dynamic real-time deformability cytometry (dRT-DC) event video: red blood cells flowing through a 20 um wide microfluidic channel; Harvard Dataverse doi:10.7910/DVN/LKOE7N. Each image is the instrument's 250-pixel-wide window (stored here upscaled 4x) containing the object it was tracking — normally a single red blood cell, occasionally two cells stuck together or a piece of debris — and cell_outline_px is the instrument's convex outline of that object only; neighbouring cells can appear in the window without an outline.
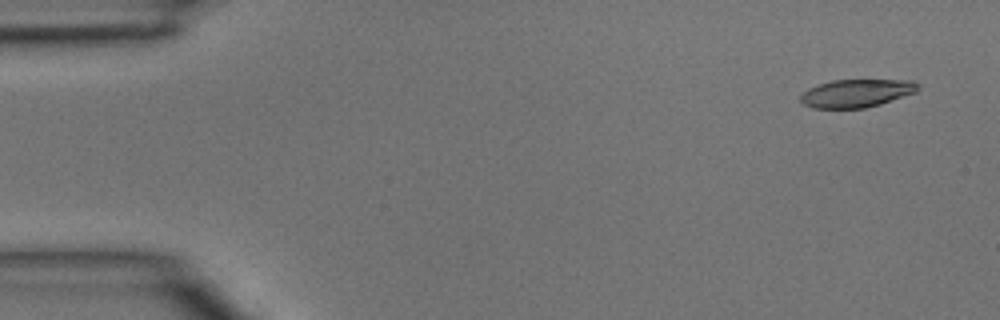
{"species": "common noctule bat (a hibernating species)", "species_latin": "Nyctalus noctula", "temperature_condition": "room temperature", "stored_images_in_passage": 44, "camera_frame_rate_fps": 3000, "um_per_image_px": 0.085, "animal": {"sex": "male", "body_mass_g": 15.6}, "frame": {"image": 1, "passage_image": 1, "time_ms": 0.0, "image_size_px": [1000, 320], "cell_outline_px": [[920, 88], [916, 92], [880, 104], [864, 108], [812, 108], [804, 104], [800, 100], [800, 96], [808, 88], [832, 80], [912, 80], [920, 84]], "centroid_in_image_um": [72.82, 7.92], "position_along_channel_um": 12.2, "area_um2": 19.13}}
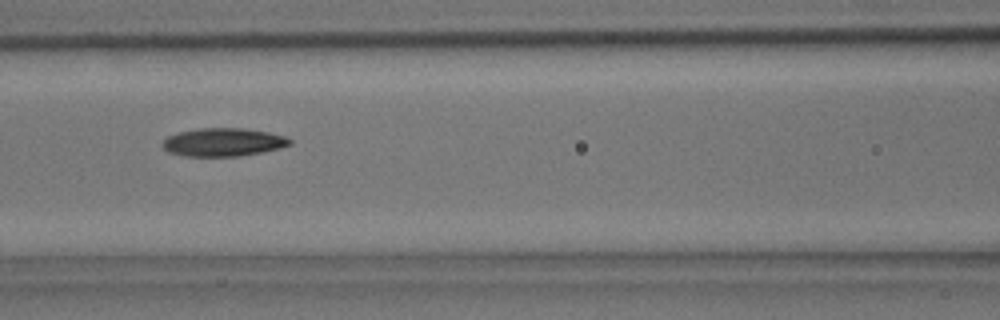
{"frame": {"image": 2, "passage_image": 18, "time_ms": 5.667, "image_size_px": [1000, 320], "cell_outline_px": [[292, 144], [280, 148], [240, 156], [184, 156], [168, 152], [160, 144], [168, 136], [180, 132], [200, 128], [244, 128], [268, 132], [284, 136], [292, 140]], "centroid_in_image_um": [18.97, 12.08], "position_along_channel_um": 147.6, "area_um2": 20.87}}
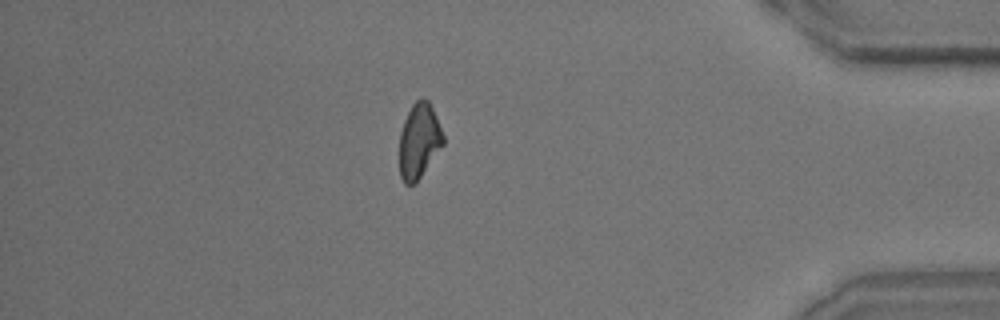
{"frame": {"image": 3, "passage_image": 38, "time_ms": 12.333, "image_size_px": [1000, 320], "cell_outline_px": [[444, 144], [420, 176], [412, 184], [404, 184], [400, 176], [400, 132], [404, 120], [412, 104], [420, 96], [428, 100], [432, 108], [444, 136]], "centroid_in_image_um": [35.61, 11.94], "position_along_channel_um": 399.6, "area_um2": 18.84}}